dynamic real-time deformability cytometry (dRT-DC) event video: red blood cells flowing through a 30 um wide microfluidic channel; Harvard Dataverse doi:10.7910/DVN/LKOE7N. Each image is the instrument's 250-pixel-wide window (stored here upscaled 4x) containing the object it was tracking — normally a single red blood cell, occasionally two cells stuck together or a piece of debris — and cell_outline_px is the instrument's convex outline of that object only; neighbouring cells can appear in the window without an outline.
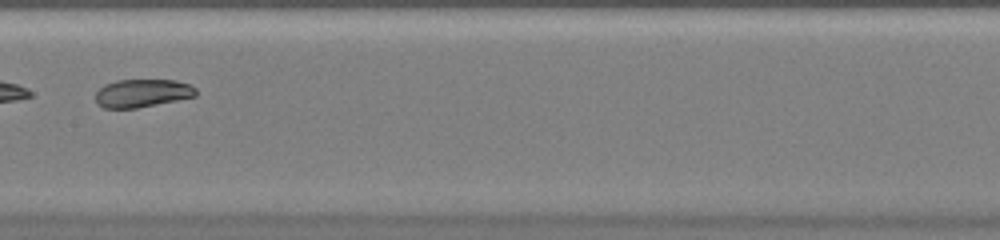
{"species": "common noctule bat (a hibernating species)", "species_latin": "Nyctalus noctula", "temperature_condition": "warm", "stored_images_in_passage": 30, "camera_frame_rate_fps": 3000, "um_per_image_px": 0.085, "animal": {"sex": "female", "body_mass_g": 20.0, "forearm_length_mm": 54.0}, "frame": {"image": 1, "passage_image": 9, "time_ms": 2.667, "image_size_px": [1000, 240], "cell_outline_px": [[196, 96], [136, 108], [104, 108], [96, 104], [96, 92], [104, 84], [116, 80], [176, 80], [192, 84], [196, 88]], "centroid_in_image_um": [12.09, 7.91], "position_along_channel_um": 195.3, "area_um2": 16.47}}